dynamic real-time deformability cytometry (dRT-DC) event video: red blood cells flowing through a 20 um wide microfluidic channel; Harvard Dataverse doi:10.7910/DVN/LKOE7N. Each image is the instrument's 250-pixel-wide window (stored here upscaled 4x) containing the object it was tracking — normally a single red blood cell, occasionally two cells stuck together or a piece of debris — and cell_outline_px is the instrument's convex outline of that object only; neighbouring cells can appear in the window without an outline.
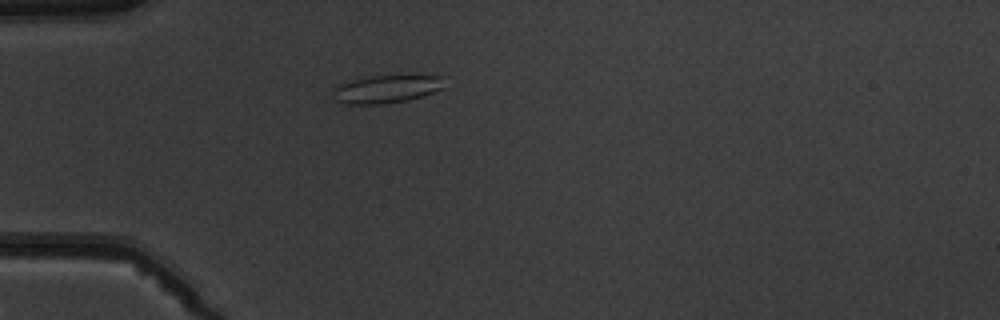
{"species": "common noctule bat (a hibernating species)", "species_latin": "Nyctalus noctula", "temperature_condition": "warm", "stored_images_in_passage": 4, "camera_frame_rate_fps": 3000, "um_per_image_px": 0.085, "animal": {"sex": "male", "body_mass_g": 19.5, "forearm_length_mm": 54.6}, "frame": {"image": 1, "passage_image": 3, "time_ms": 2.333, "image_size_px": [1000, 320], "cell_outline_px": [[444, 88], [408, 100], [384, 104], [344, 104], [336, 100], [332, 92], [332, 88], [336, 84], [348, 80], [368, 76], [444, 76]], "centroid_in_image_um": [32.77, 7.57], "position_along_channel_um": 52.2, "area_um2": 18.26}}